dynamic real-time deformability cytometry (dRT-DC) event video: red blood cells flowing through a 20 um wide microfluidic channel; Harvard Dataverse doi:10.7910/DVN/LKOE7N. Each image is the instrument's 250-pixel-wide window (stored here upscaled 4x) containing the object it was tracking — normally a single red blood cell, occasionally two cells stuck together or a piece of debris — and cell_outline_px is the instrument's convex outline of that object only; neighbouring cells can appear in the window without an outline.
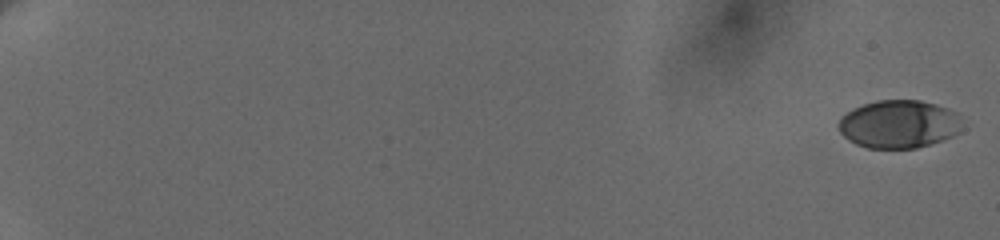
{"species": "human", "species_latin": "Homo sapiens", "temperature_condition": "cold", "stored_images_in_passage": 11, "camera_frame_rate_fps": 3000, "um_per_image_px": 0.085, "donor": {"sex": "female"}, "frame": {"image": 1, "passage_image": 1, "time_ms": 0.0, "image_size_px": [1000, 240], "cell_outline_px": [[960, 132], [952, 136], [916, 148], [868, 148], [856, 144], [848, 140], [840, 132], [836, 124], [852, 108], [876, 100], [920, 100], [936, 104], [948, 108], [956, 112]], "centroid_in_image_um": [76.36, 10.54], "position_along_channel_um": 8.6, "area_um2": 34.33}}
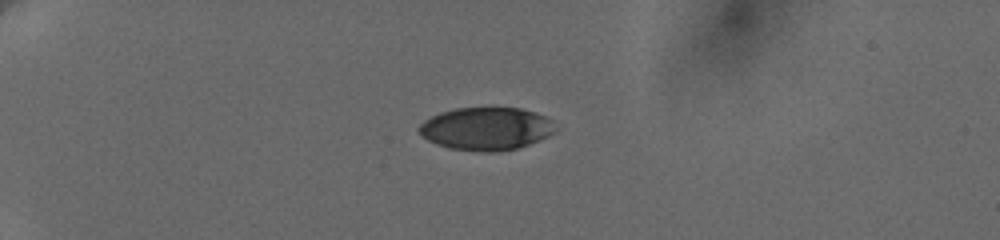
{"frame": {"image": 2, "passage_image": 8, "time_ms": 5.667, "image_size_px": [1000, 240], "cell_outline_px": [[560, 128], [556, 132], [548, 136], [528, 144], [516, 148], [492, 152], [488, 152], [452, 148], [436, 144], [428, 140], [416, 128], [424, 120], [440, 112], [456, 108], [520, 108], [536, 112], [552, 120]], "centroid_in_image_um": [41.37, 10.92], "position_along_channel_um": 43.6, "area_um2": 33.99}}
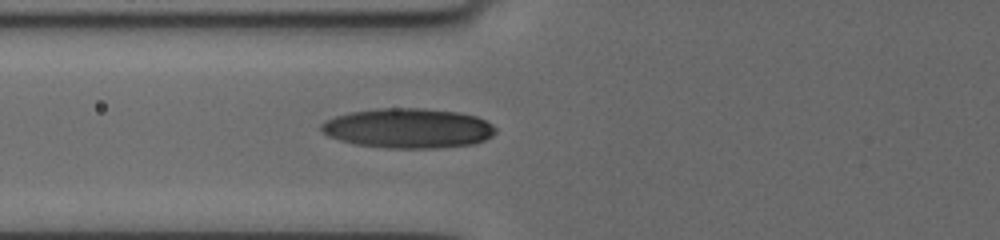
{"frame": {"image": 3, "passage_image": 11, "time_ms": 8.667, "image_size_px": [1000, 240], "cell_outline_px": [[496, 132], [492, 136], [476, 144], [436, 148], [388, 148], [356, 144], [340, 140], [328, 136], [320, 128], [320, 124], [324, 120], [336, 116], [352, 112], [376, 108], [424, 108], [460, 112], [476, 116], [492, 124], [496, 128]], "centroid_in_image_um": [34.71, 10.9], "position_along_channel_um": 91.1, "area_um2": 40.58}}